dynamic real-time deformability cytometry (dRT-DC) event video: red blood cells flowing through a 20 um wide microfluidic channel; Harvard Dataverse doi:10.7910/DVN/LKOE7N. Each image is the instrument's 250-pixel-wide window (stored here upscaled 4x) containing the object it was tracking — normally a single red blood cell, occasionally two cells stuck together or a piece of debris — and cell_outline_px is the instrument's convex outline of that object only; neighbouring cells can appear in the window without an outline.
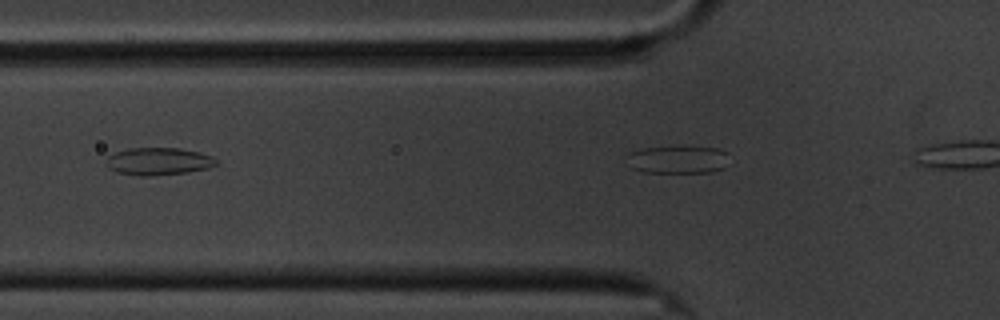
{"species": "common noctule bat (a hibernating species)", "species_latin": "Nyctalus noctula", "temperature_condition": "cold", "stored_images_in_passage": 4, "camera_frame_rate_fps": 3000, "um_per_image_px": 0.085, "animal": {"sex": "male", "body_mass_g": 20.1, "forearm_length_mm": 53.5}, "frame": {"image": 1, "passage_image": 3, "time_ms": 2.333, "image_size_px": [1000, 320], "cell_outline_px": [[216, 164], [208, 168], [188, 172], [152, 176], [136, 176], [116, 172], [108, 168], [108, 156], [116, 152], [128, 148], [180, 148], [200, 152], [212, 156], [216, 160]], "centroid_in_image_um": [13.47, 13.72], "position_along_channel_um": 112.3, "area_um2": 17.63}}